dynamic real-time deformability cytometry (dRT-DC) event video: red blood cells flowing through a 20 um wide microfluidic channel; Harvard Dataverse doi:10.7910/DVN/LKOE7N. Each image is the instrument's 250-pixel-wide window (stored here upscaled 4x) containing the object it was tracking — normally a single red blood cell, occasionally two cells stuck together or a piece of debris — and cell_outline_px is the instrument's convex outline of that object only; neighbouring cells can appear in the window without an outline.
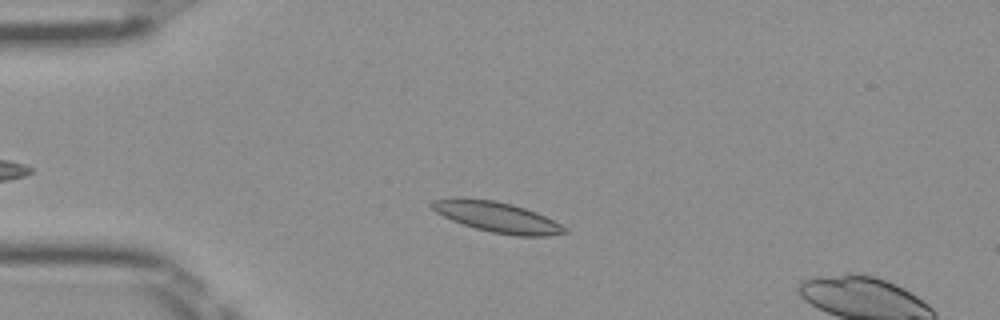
{"species": "Egyptian fruit bat (a non-hibernating species)", "species_latin": "Rousettus aegyptiacus", "temperature_condition": "room temperature", "stored_images_in_passage": 12, "camera_frame_rate_fps": 3000, "um_per_image_px": 0.085, "frame": {"image": 1, "passage_image": 9, "time_ms": 2.667, "image_size_px": [1000, 320], "cell_outline_px": [[568, 232], [548, 236], [516, 236], [492, 232], [476, 228], [452, 220], [436, 212], [428, 204], [432, 200], [452, 196], [456, 196], [496, 200], [512, 204], [536, 212], [568, 228]], "centroid_in_image_um": [42.2, 18.42], "position_along_channel_um": 42.8, "area_um2": 23.76}}